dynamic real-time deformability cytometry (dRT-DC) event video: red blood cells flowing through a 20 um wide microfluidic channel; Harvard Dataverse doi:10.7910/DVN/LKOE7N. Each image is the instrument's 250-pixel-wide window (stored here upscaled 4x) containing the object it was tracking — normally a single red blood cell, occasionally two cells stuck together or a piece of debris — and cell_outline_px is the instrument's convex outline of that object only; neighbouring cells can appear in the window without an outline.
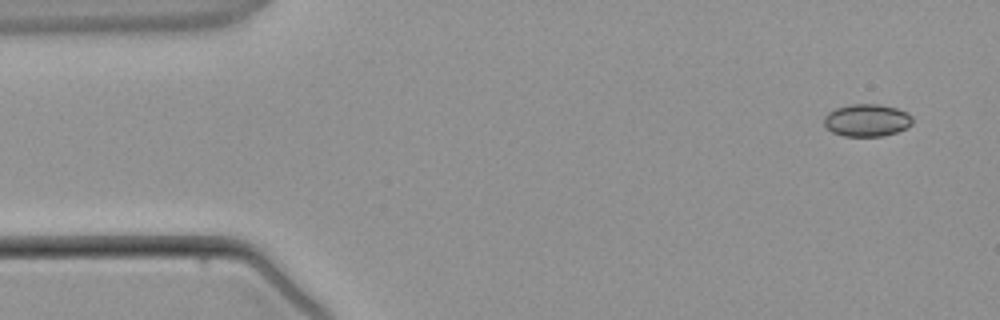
{"species": "common noctule bat (a hibernating species)", "species_latin": "Nyctalus noctula", "temperature_condition": "warm", "stored_images_in_passage": 4, "camera_frame_rate_fps": 3000, "um_per_image_px": 0.085, "animal": {"sex": "male", "body_mass_g": 21.5, "forearm_length_mm": 52.0}, "frame": {"image": 1, "passage_image": 1, "time_ms": 0.0, "image_size_px": [1000, 320], "cell_outline_px": [[912, 124], [908, 128], [884, 136], [844, 136], [832, 132], [824, 124], [824, 116], [828, 112], [836, 108], [848, 104], [880, 104], [896, 108], [908, 112], [912, 116]], "centroid_in_image_um": [73.7, 10.22], "position_along_channel_um": 11.3, "area_um2": 16.88}}